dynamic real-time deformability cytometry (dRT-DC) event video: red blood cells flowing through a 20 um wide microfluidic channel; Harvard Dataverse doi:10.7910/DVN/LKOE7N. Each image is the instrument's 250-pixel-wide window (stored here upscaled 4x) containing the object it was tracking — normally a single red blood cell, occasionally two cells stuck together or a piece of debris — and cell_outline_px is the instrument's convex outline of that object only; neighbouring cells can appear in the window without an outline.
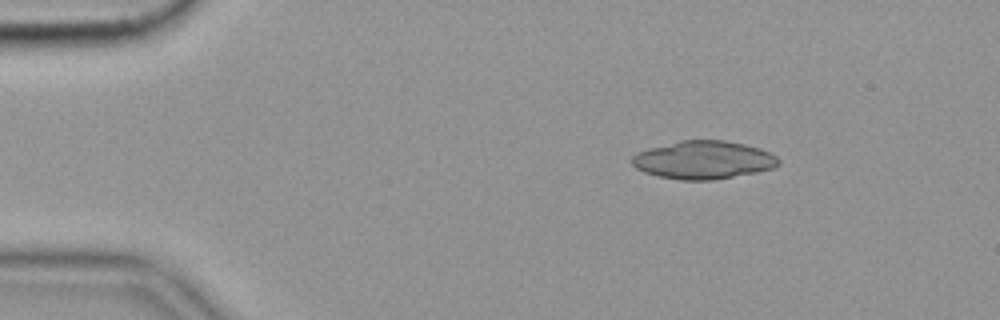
{"species": "common noctule bat (a hibernating species)", "species_latin": "Nyctalus noctula", "temperature_condition": "cold", "stored_images_in_passage": 51, "camera_frame_rate_fps": 3000, "um_per_image_px": 0.085, "animal": {"sex": "female", "body_mass_g": 19.9}, "frame": {"image": 1, "passage_image": 4, "time_ms": 1.0, "image_size_px": [1000, 320], "cell_outline_px": [[780, 164], [772, 168], [756, 172], [712, 180], [680, 180], [660, 176], [644, 172], [636, 168], [632, 164], [632, 156], [636, 152], [648, 148], [680, 140], [724, 140], [744, 144], [760, 148], [776, 156], [780, 160]], "centroid_in_image_um": [59.77, 13.59], "position_along_channel_um": 25.2, "area_um2": 32.48}}